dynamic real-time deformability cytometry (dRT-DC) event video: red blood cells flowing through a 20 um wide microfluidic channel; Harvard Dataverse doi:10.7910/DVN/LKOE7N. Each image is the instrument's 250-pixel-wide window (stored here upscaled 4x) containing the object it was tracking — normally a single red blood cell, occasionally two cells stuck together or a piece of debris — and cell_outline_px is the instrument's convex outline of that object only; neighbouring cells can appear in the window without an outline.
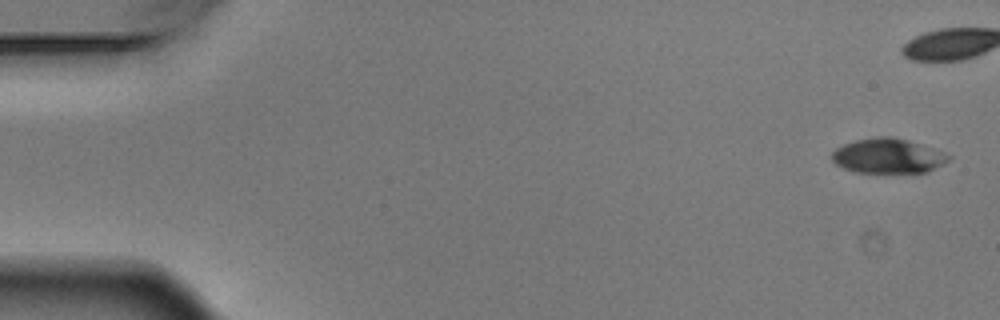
{"species": "Egyptian fruit bat (a non-hibernating species)", "species_latin": "Rousettus aegyptiacus", "temperature_condition": "warm", "stored_images_in_passage": 7, "camera_frame_rate_fps": 3000, "um_per_image_px": 0.085, "animal": {"sex": "male"}, "frame": {"image": 1, "passage_image": 1, "time_ms": 0.0, "image_size_px": [1000, 320], "cell_outline_px": [[952, 160], [928, 172], [856, 172], [844, 168], [836, 164], [832, 160], [832, 152], [836, 148], [844, 144], [856, 140], [876, 136], [892, 136], [908, 140], [944, 152], [952, 156]], "centroid_in_image_um": [75.51, 13.25], "position_along_channel_um": 9.5, "area_um2": 23.7}}
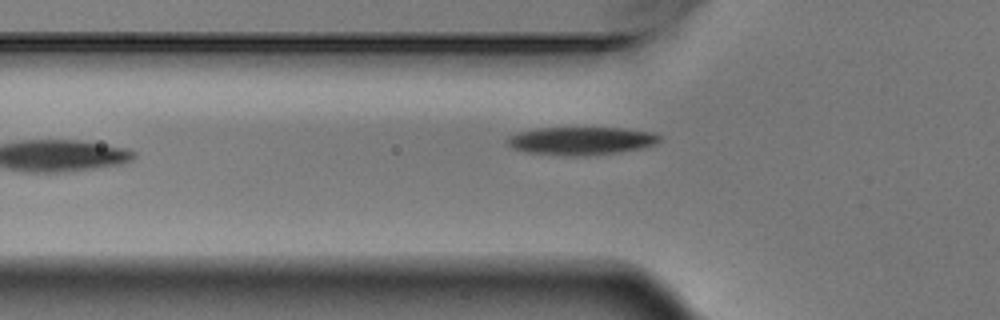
{"frame": {"image": 2, "passage_image": 6, "time_ms": 1.667, "image_size_px": [1000, 320], "cell_outline_px": [[660, 140], [656, 144], [644, 148], [620, 152], [584, 156], [572, 156], [528, 152], [512, 148], [508, 144], [508, 136], [516, 132], [536, 128], [620, 128], [652, 132], [660, 136]], "centroid_in_image_um": [49.41, 11.97], "position_along_channel_um": 76.4, "area_um2": 24.85}}
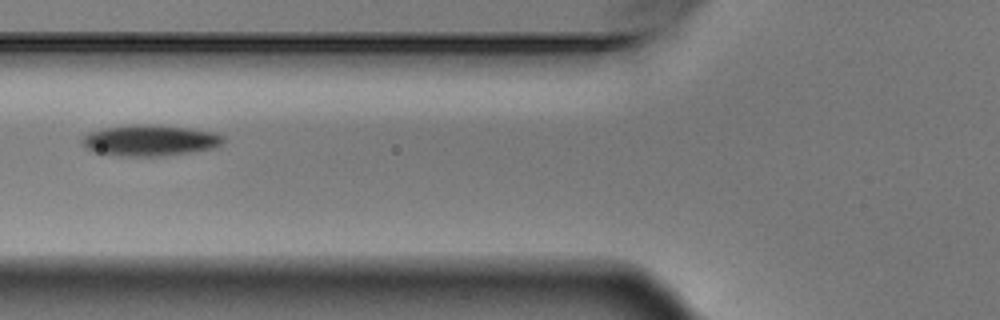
{"frame": {"image": 3, "passage_image": 7, "time_ms": 2.0, "image_size_px": [1000, 320], "cell_outline_px": [[224, 140], [220, 144], [212, 148], [188, 152], [160, 156], [120, 156], [92, 152], [80, 144], [80, 140], [88, 132], [100, 128], [128, 124], [160, 124], [188, 128], [212, 132], [224, 136]], "centroid_in_image_um": [12.64, 11.92], "position_along_channel_um": 113.2, "area_um2": 25.84}}